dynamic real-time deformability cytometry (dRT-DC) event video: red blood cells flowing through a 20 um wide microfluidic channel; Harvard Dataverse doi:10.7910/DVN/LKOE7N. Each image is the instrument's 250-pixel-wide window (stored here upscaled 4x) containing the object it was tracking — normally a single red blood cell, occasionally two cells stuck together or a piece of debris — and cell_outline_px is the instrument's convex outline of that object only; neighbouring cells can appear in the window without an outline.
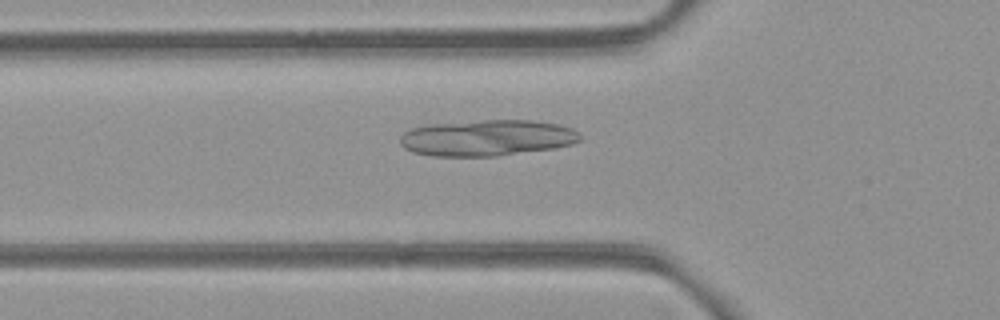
{"species": "common noctule bat (a hibernating species)", "species_latin": "Nyctalus noctula", "temperature_condition": "room temperature", "stored_images_in_passage": 43, "camera_frame_rate_fps": 3000, "um_per_image_px": 0.085, "animal": {"sex": "female", "body_mass_g": 21.9}, "frame": {"image": 1, "passage_image": 9, "time_ms": 2.667, "image_size_px": [1000, 320], "cell_outline_px": [[580, 140], [572, 144], [556, 148], [496, 156], [432, 156], [412, 152], [404, 148], [400, 144], [400, 136], [404, 132], [412, 128], [428, 124], [484, 120], [532, 120], [560, 124], [572, 128], [580, 136]], "centroid_in_image_um": [41.39, 11.72], "position_along_channel_um": 84.4, "area_um2": 38.09}}
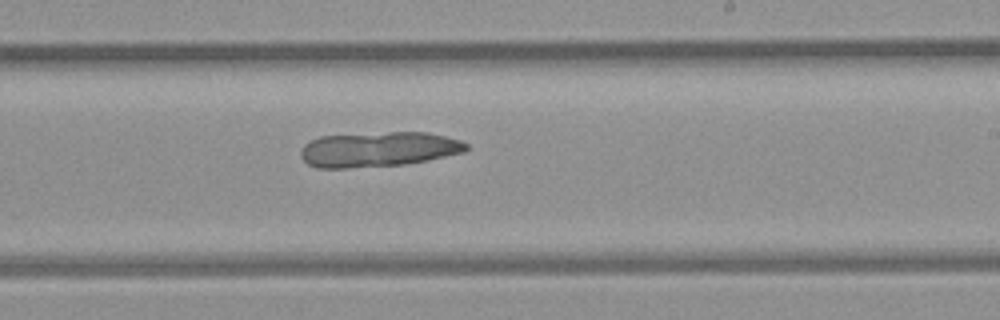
{"frame": {"image": 2, "passage_image": 22, "time_ms": 7.0, "image_size_px": [1000, 320], "cell_outline_px": [[468, 148], [464, 152], [428, 160], [404, 164], [348, 168], [316, 168], [308, 164], [300, 156], [300, 152], [304, 144], [320, 136], [392, 132], [428, 132], [460, 140], [468, 144]], "centroid_in_image_um": [32.16, 12.69], "position_along_channel_um": 256.8, "area_um2": 33.7}}
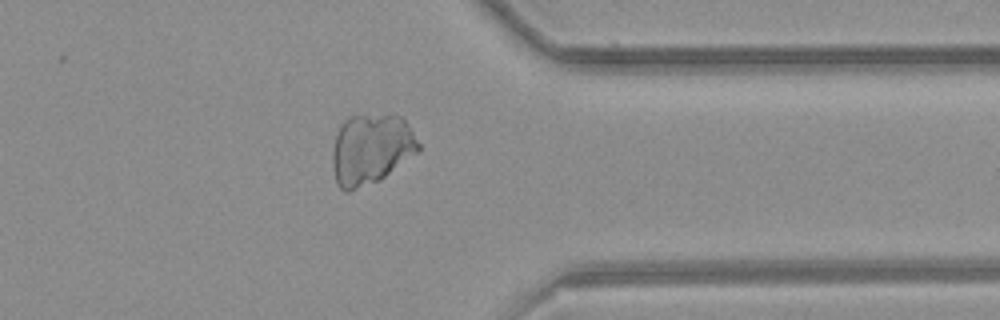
{"frame": {"image": 3, "passage_image": 32, "time_ms": 10.333, "image_size_px": [1000, 320], "cell_outline_px": [[420, 148], [416, 152], [380, 180], [348, 192], [344, 192], [336, 184], [332, 168], [332, 152], [336, 136], [344, 120], [348, 116], [400, 116], [404, 120], [420, 144]], "centroid_in_image_um": [31.48, 12.72], "position_along_channel_um": 379.9, "area_um2": 34.8}}